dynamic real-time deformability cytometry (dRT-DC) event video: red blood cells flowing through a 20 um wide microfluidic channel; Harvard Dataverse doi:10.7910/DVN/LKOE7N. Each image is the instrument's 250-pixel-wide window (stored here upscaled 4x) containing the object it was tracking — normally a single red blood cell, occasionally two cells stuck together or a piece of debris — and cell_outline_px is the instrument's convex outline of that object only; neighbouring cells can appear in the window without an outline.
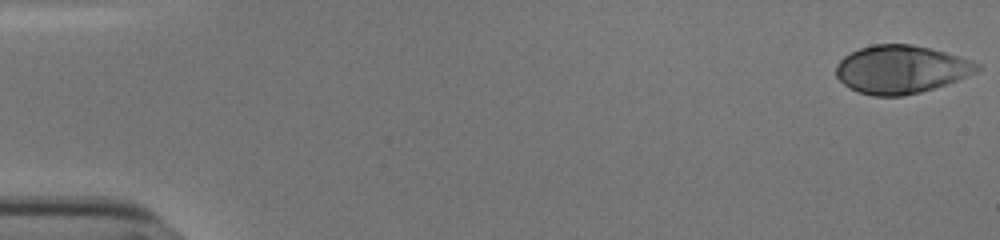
{"species": "human", "species_latin": "Homo sapiens", "temperature_condition": "cold", "stored_images_in_passage": 45, "camera_frame_rate_fps": 3000, "um_per_image_px": 0.085, "donor": {"sex": "male"}, "frame": {"image": 1, "passage_image": 1, "time_ms": 0.0, "image_size_px": [1000, 240], "cell_outline_px": [[980, 68], [976, 72], [956, 80], [920, 92], [900, 96], [872, 96], [856, 92], [848, 88], [836, 76], [836, 64], [844, 56], [860, 48], [872, 44], [912, 44], [944, 52], [972, 60], [980, 64]], "centroid_in_image_um": [76.54, 5.9], "position_along_channel_um": 8.5, "area_um2": 39.36}}
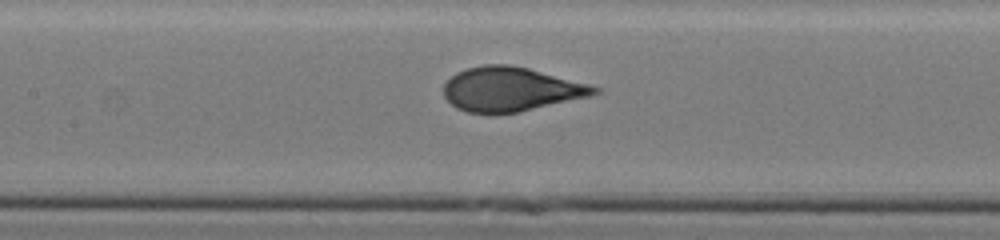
{"frame": {"image": 2, "passage_image": 26, "time_ms": 8.333, "image_size_px": [1000, 240], "cell_outline_px": [[600, 92], [592, 96], [520, 112], [468, 112], [456, 108], [444, 96], [444, 84], [456, 72], [468, 68], [484, 64], [508, 64], [528, 68], [588, 84], [600, 88]], "centroid_in_image_um": [43.44, 7.58], "position_along_channel_um": 164.0, "area_um2": 38.49}}
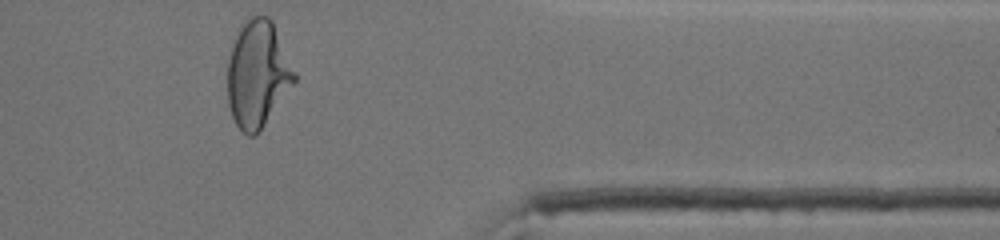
{"frame": {"image": 3, "passage_image": 45, "time_ms": 14.667, "image_size_px": [1000, 240], "cell_outline_px": [[296, 80], [260, 132], [256, 136], [248, 136], [236, 124], [232, 116], [228, 104], [228, 60], [240, 24], [244, 20], [252, 16], [268, 16], [272, 20], [296, 72]], "centroid_in_image_um": [21.91, 6.3], "position_along_channel_um": 389.5, "area_um2": 41.56}, "authors_computed_cell_mechanics": {"area_um2": 39.1306, "velocity_mm_per_s": 3.8216, "shape_relaxation_time_tau1_ms": 5.0052, "shape_relaxation_time_tau2_ms": null, "deformation_change_tau1": 0.2351, "deformation_change_tau2": null}}